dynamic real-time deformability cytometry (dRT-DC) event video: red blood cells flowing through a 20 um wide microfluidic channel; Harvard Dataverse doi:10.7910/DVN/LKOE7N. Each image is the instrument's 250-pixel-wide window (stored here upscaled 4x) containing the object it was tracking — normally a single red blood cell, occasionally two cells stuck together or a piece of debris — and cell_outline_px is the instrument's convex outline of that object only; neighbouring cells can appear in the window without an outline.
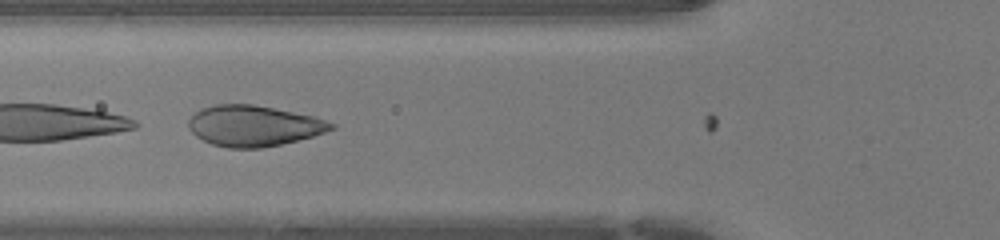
{"species": "human", "species_latin": "Homo sapiens", "temperature_condition": "warm", "stored_images_in_passage": 12, "camera_frame_rate_fps": 3000, "um_per_image_px": 0.085, "donor": {"sex": "female"}, "frame": {"image": 1, "passage_image": 3, "time_ms": 0.667, "image_size_px": [1000, 240], "cell_outline_px": [[336, 128], [312, 136], [280, 144], [260, 148], [228, 148], [212, 144], [196, 136], [188, 128], [188, 120], [192, 112], [200, 108], [216, 104], [252, 104], [312, 116], [336, 124]], "centroid_in_image_um": [21.5, 10.69], "position_along_channel_um": 104.3, "area_um2": 33.76}}
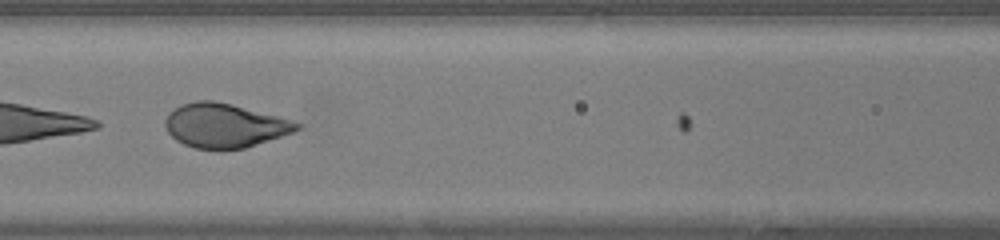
{"frame": {"image": 2, "passage_image": 6, "time_ms": 1.667, "image_size_px": [1000, 240], "cell_outline_px": [[300, 128], [292, 132], [244, 148], [196, 148], [184, 144], [176, 140], [168, 132], [164, 124], [164, 120], [180, 104], [196, 100], [212, 100], [232, 104], [276, 116], [300, 124]], "centroid_in_image_um": [19.04, 10.65], "position_along_channel_um": 147.6, "area_um2": 33.0}}
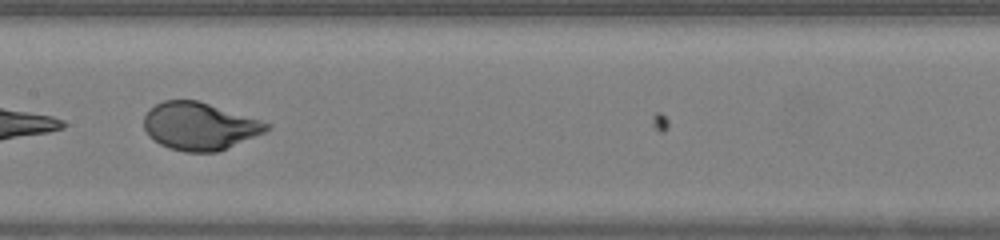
{"frame": {"image": 3, "passage_image": 9, "time_ms": 2.667, "image_size_px": [1000, 240], "cell_outline_px": [[272, 124], [264, 132], [216, 152], [184, 152], [168, 148], [160, 144], [148, 136], [144, 128], [144, 116], [156, 104], [164, 100], [196, 100], [260, 120]], "centroid_in_image_um": [16.91, 10.73], "position_along_channel_um": 190.5, "area_um2": 33.52}}